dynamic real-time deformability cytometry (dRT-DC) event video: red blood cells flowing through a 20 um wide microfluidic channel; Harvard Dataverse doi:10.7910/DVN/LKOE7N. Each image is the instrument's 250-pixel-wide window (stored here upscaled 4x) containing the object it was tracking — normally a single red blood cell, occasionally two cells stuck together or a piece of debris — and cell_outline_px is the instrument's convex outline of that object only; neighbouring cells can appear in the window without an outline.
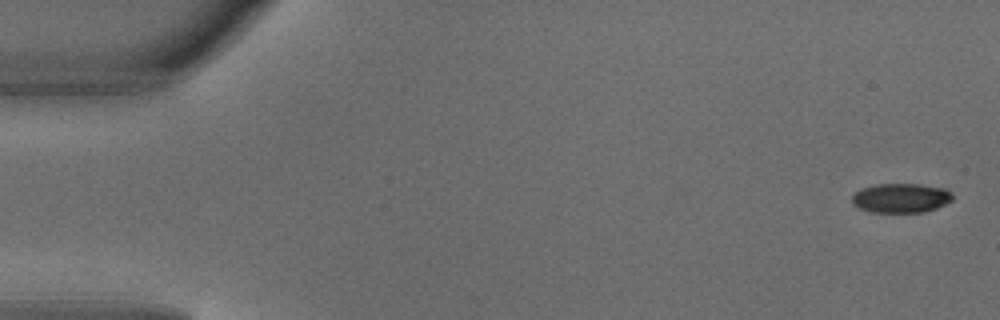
{"species": "common noctule bat (a hibernating species)", "species_latin": "Nyctalus noctula", "temperature_condition": "warm", "stored_images_in_passage": 5, "camera_frame_rate_fps": 3000, "um_per_image_px": 0.085, "animal": {"sex": "male", "body_mass_g": 18.8}, "frame": {"image": 1, "passage_image": 1, "time_ms": 0.0, "image_size_px": [1000, 320], "cell_outline_px": [[952, 200], [936, 208], [924, 212], [872, 212], [860, 208], [852, 204], [852, 196], [860, 188], [876, 184], [920, 184], [944, 188], [952, 192]], "centroid_in_image_um": [76.57, 16.82], "position_along_channel_um": 8.4, "area_um2": 17.22}}